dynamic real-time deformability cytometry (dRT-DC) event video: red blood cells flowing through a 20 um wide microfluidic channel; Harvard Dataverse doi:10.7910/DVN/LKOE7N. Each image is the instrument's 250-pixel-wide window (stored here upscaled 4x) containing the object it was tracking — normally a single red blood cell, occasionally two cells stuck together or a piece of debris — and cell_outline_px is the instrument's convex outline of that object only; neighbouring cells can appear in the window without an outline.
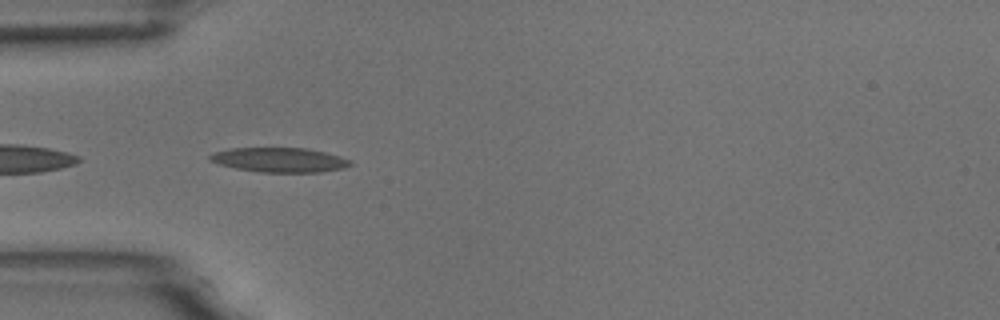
{"species": "common noctule bat (a hibernating species)", "species_latin": "Nyctalus noctula", "temperature_condition": "room temperature", "stored_images_in_passage": 5, "camera_frame_rate_fps": 3000, "um_per_image_px": 0.085, "animal": {"sex": "male", "body_mass_g": 18.8}, "frame": {"image": 1, "passage_image": 4, "time_ms": 1.0, "image_size_px": [1000, 320], "cell_outline_px": [[352, 164], [344, 168], [320, 172], [260, 172], [236, 168], [220, 164], [208, 160], [208, 156], [216, 152], [232, 148], [304, 148], [324, 152], [340, 156], [348, 160]], "centroid_in_image_um": [23.75, 13.59], "position_along_channel_um": 61.3, "area_um2": 19.83}}